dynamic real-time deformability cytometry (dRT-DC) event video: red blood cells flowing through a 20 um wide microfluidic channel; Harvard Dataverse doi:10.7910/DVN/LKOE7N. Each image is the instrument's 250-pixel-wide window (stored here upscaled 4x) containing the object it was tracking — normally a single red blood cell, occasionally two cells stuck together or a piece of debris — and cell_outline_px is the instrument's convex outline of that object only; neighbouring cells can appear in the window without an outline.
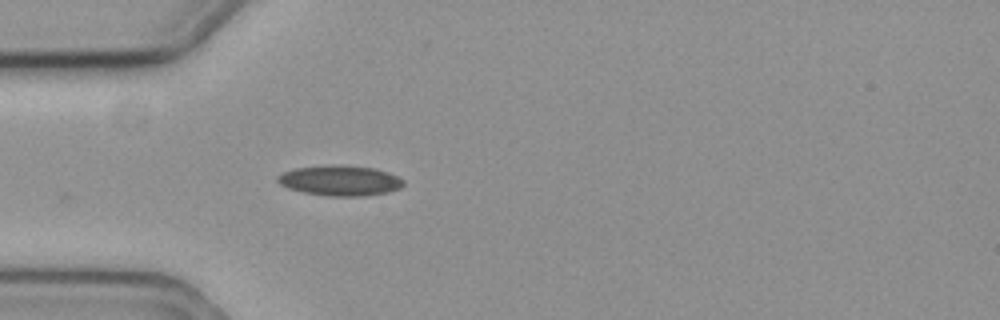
{"species": "common noctule bat (a hibernating species)", "species_latin": "Nyctalus noctula", "temperature_condition": "cold", "stored_images_in_passage": 29, "camera_frame_rate_fps": 3000, "um_per_image_px": 0.085, "animal": {"sex": "female", "body_mass_g": 19.3, "forearm_length_mm": 54.1}, "frame": {"image": 1, "passage_image": 1, "time_ms": 0.0, "image_size_px": [1000, 320], "cell_outline_px": [[404, 184], [400, 188], [388, 192], [364, 196], [328, 196], [304, 192], [288, 188], [280, 184], [276, 180], [276, 176], [284, 172], [296, 168], [332, 164], [344, 164], [376, 168], [388, 172], [404, 180]], "centroid_in_image_um": [28.91, 15.33], "position_along_channel_um": 56.1, "area_um2": 22.43}}
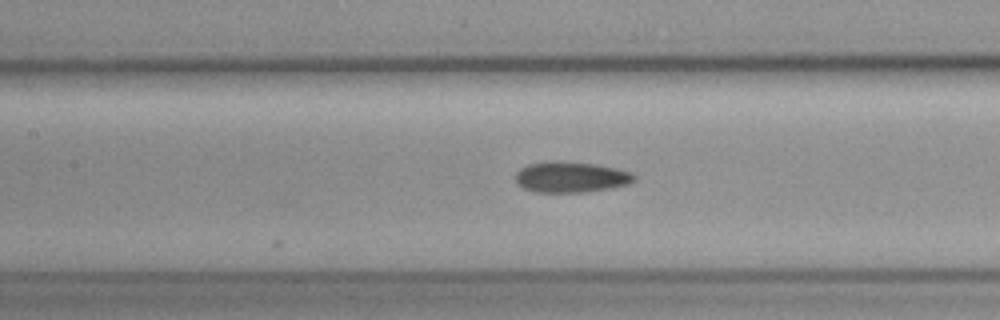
{"frame": {"image": 2, "passage_image": 10, "time_ms": 3.0, "image_size_px": [1000, 320], "cell_outline_px": [[636, 180], [628, 184], [608, 188], [584, 192], [536, 192], [524, 188], [516, 184], [516, 172], [520, 168], [528, 164], [556, 160], [560, 160], [596, 164], [616, 168], [632, 172], [636, 176]], "centroid_in_image_um": [48.52, 15.04], "position_along_channel_um": 158.9, "area_um2": 21.44}}
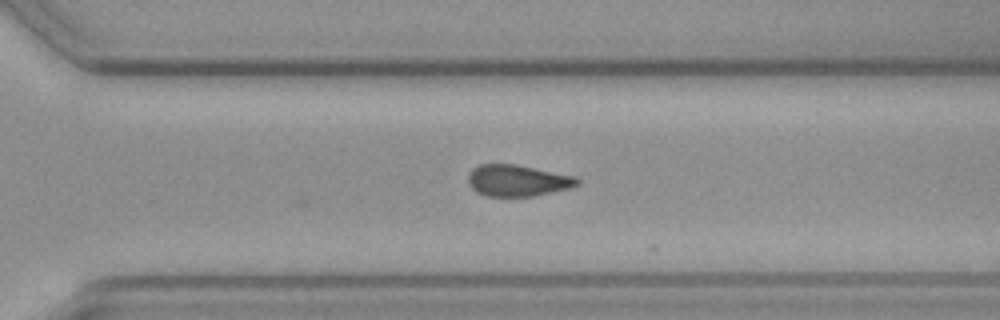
{"frame": {"image": 3, "passage_image": 24, "time_ms": 7.667, "image_size_px": [1000, 320], "cell_outline_px": [[580, 184], [568, 188], [532, 196], [484, 196], [476, 192], [468, 184], [468, 172], [472, 168], [480, 164], [516, 164], [576, 176], [580, 180]], "centroid_in_image_um": [43.96, 15.34], "position_along_channel_um": 326.6, "area_um2": 20.11}}